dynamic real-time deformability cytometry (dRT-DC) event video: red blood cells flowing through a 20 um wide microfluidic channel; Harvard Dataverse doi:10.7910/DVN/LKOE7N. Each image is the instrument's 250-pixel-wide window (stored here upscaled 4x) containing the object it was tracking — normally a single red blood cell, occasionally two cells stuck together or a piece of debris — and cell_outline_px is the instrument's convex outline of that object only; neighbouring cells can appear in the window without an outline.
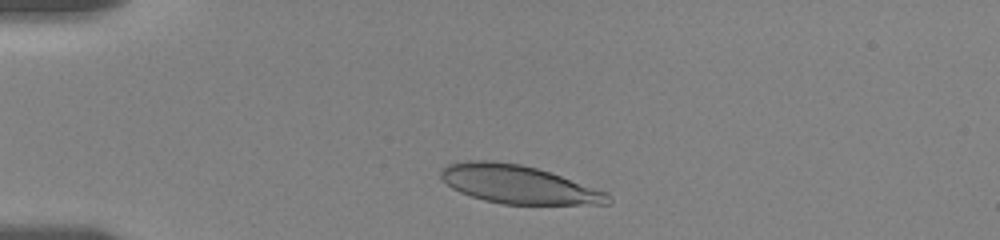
{"species": "human", "species_latin": "Homo sapiens", "temperature_condition": "room temperature", "stored_images_in_passage": 13, "camera_frame_rate_fps": 3000, "um_per_image_px": 0.085, "donor": {"sex": "female"}, "frame": {"image": 1, "passage_image": 2, "time_ms": 0.667, "image_size_px": [1000, 240], "cell_outline_px": [[612, 200], [608, 204], [500, 204], [484, 200], [460, 192], [452, 188], [440, 176], [440, 168], [448, 164], [468, 160], [492, 160], [520, 164], [536, 168], [608, 192]], "centroid_in_image_um": [44.03, 15.67], "position_along_channel_um": 41.0, "area_um2": 37.11}}
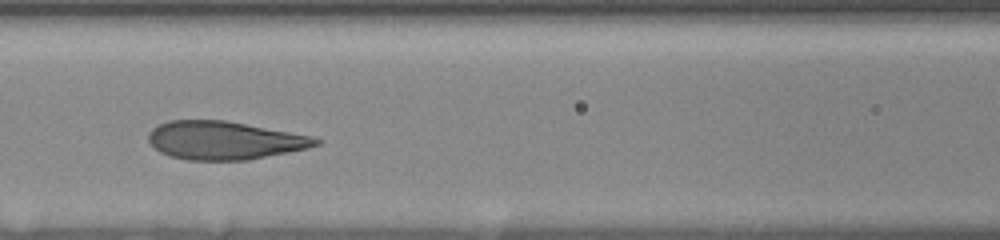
{"frame": {"image": 2, "passage_image": 7, "time_ms": 4.667, "image_size_px": [1000, 240], "cell_outline_px": [[320, 144], [308, 148], [248, 160], [188, 160], [168, 156], [160, 152], [148, 140], [148, 132], [152, 128], [168, 120], [224, 120], [312, 136], [320, 140]], "centroid_in_image_um": [19.04, 11.93], "position_along_channel_um": 147.6, "area_um2": 37.17}}
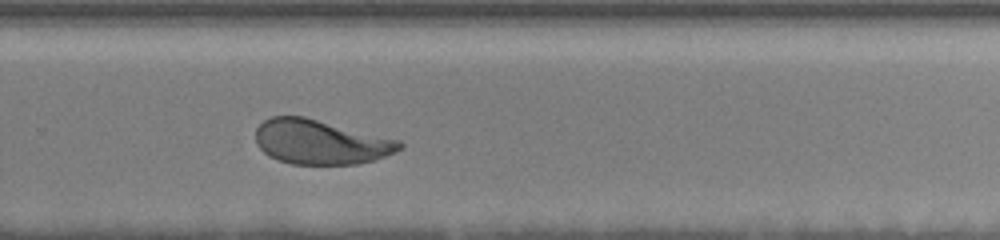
{"frame": {"image": 3, "passage_image": 13, "time_ms": 9.0, "image_size_px": [1000, 240], "cell_outline_px": [[404, 148], [396, 152], [372, 160], [356, 164], [292, 164], [268, 156], [256, 144], [256, 128], [264, 120], [272, 116], [304, 116], [400, 140], [404, 144]], "centroid_in_image_um": [27.25, 12.06], "position_along_channel_um": 302.6, "area_um2": 37.34}}